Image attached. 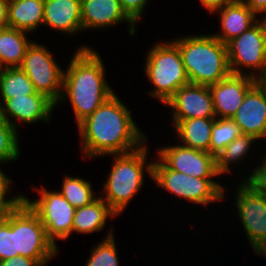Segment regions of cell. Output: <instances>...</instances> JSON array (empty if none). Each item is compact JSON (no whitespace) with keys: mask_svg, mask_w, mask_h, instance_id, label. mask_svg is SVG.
<instances>
[{"mask_svg":"<svg viewBox=\"0 0 266 266\" xmlns=\"http://www.w3.org/2000/svg\"><path fill=\"white\" fill-rule=\"evenodd\" d=\"M43 26L61 35L82 34L81 1L44 0Z\"/></svg>","mask_w":266,"mask_h":266,"instance_id":"ac0fdd59","label":"cell"},{"mask_svg":"<svg viewBox=\"0 0 266 266\" xmlns=\"http://www.w3.org/2000/svg\"><path fill=\"white\" fill-rule=\"evenodd\" d=\"M32 42L28 32L11 27L0 29V69L20 67Z\"/></svg>","mask_w":266,"mask_h":266,"instance_id":"603a6c76","label":"cell"},{"mask_svg":"<svg viewBox=\"0 0 266 266\" xmlns=\"http://www.w3.org/2000/svg\"><path fill=\"white\" fill-rule=\"evenodd\" d=\"M170 40L179 48L190 83L210 86L230 74L226 45L211 33Z\"/></svg>","mask_w":266,"mask_h":266,"instance_id":"277c9868","label":"cell"},{"mask_svg":"<svg viewBox=\"0 0 266 266\" xmlns=\"http://www.w3.org/2000/svg\"><path fill=\"white\" fill-rule=\"evenodd\" d=\"M226 48L230 73L258 80L266 72V19L260 18Z\"/></svg>","mask_w":266,"mask_h":266,"instance_id":"52a82bcc","label":"cell"},{"mask_svg":"<svg viewBox=\"0 0 266 266\" xmlns=\"http://www.w3.org/2000/svg\"><path fill=\"white\" fill-rule=\"evenodd\" d=\"M19 132L9 123L0 127V164L14 163L21 156Z\"/></svg>","mask_w":266,"mask_h":266,"instance_id":"f1b7e54d","label":"cell"},{"mask_svg":"<svg viewBox=\"0 0 266 266\" xmlns=\"http://www.w3.org/2000/svg\"><path fill=\"white\" fill-rule=\"evenodd\" d=\"M59 193L72 205L73 208H80L90 204L99 195L93 190V186L90 181L85 178L65 175ZM97 195H96V194Z\"/></svg>","mask_w":266,"mask_h":266,"instance_id":"484cf974","label":"cell"},{"mask_svg":"<svg viewBox=\"0 0 266 266\" xmlns=\"http://www.w3.org/2000/svg\"><path fill=\"white\" fill-rule=\"evenodd\" d=\"M75 49L63 74L61 99L70 103L78 125L114 94L106 79V66L97 50L82 45Z\"/></svg>","mask_w":266,"mask_h":266,"instance_id":"7a4b0ae2","label":"cell"},{"mask_svg":"<svg viewBox=\"0 0 266 266\" xmlns=\"http://www.w3.org/2000/svg\"><path fill=\"white\" fill-rule=\"evenodd\" d=\"M157 157L171 170L197 178L222 177L216 169L215 156L180 143L159 147Z\"/></svg>","mask_w":266,"mask_h":266,"instance_id":"7c38bea8","label":"cell"},{"mask_svg":"<svg viewBox=\"0 0 266 266\" xmlns=\"http://www.w3.org/2000/svg\"><path fill=\"white\" fill-rule=\"evenodd\" d=\"M199 2L211 14L224 5L231 3L232 0H199Z\"/></svg>","mask_w":266,"mask_h":266,"instance_id":"d590c367","label":"cell"},{"mask_svg":"<svg viewBox=\"0 0 266 266\" xmlns=\"http://www.w3.org/2000/svg\"><path fill=\"white\" fill-rule=\"evenodd\" d=\"M40 197L29 199L24 195V202L39 217L46 229L48 238L59 247L57 240L65 241L72 234L75 208L59 193L45 187L32 188Z\"/></svg>","mask_w":266,"mask_h":266,"instance_id":"9c48e42d","label":"cell"},{"mask_svg":"<svg viewBox=\"0 0 266 266\" xmlns=\"http://www.w3.org/2000/svg\"><path fill=\"white\" fill-rule=\"evenodd\" d=\"M258 82L266 91V72L258 79Z\"/></svg>","mask_w":266,"mask_h":266,"instance_id":"ab89813d","label":"cell"},{"mask_svg":"<svg viewBox=\"0 0 266 266\" xmlns=\"http://www.w3.org/2000/svg\"><path fill=\"white\" fill-rule=\"evenodd\" d=\"M163 105L171 110L173 126L180 120L216 118L212 94L207 85L188 83Z\"/></svg>","mask_w":266,"mask_h":266,"instance_id":"4fadbf2b","label":"cell"},{"mask_svg":"<svg viewBox=\"0 0 266 266\" xmlns=\"http://www.w3.org/2000/svg\"><path fill=\"white\" fill-rule=\"evenodd\" d=\"M214 121L215 118L180 120L173 128L180 144L209 153Z\"/></svg>","mask_w":266,"mask_h":266,"instance_id":"7402d4cb","label":"cell"},{"mask_svg":"<svg viewBox=\"0 0 266 266\" xmlns=\"http://www.w3.org/2000/svg\"><path fill=\"white\" fill-rule=\"evenodd\" d=\"M263 157L259 161L258 166H252V171H248V175H245L243 181L251 187L255 192L266 196V152L261 154ZM250 173V174H249Z\"/></svg>","mask_w":266,"mask_h":266,"instance_id":"1f68e13d","label":"cell"},{"mask_svg":"<svg viewBox=\"0 0 266 266\" xmlns=\"http://www.w3.org/2000/svg\"><path fill=\"white\" fill-rule=\"evenodd\" d=\"M45 45L33 40L20 68L32 81L36 92L57 105L62 95L64 70Z\"/></svg>","mask_w":266,"mask_h":266,"instance_id":"30bf717a","label":"cell"},{"mask_svg":"<svg viewBox=\"0 0 266 266\" xmlns=\"http://www.w3.org/2000/svg\"><path fill=\"white\" fill-rule=\"evenodd\" d=\"M240 183V184H239ZM234 186V206L239 222L244 228L252 251H256L266 241V196L255 192L243 180Z\"/></svg>","mask_w":266,"mask_h":266,"instance_id":"8fae6325","label":"cell"},{"mask_svg":"<svg viewBox=\"0 0 266 266\" xmlns=\"http://www.w3.org/2000/svg\"><path fill=\"white\" fill-rule=\"evenodd\" d=\"M8 3H9V0H0V29L9 27L8 25Z\"/></svg>","mask_w":266,"mask_h":266,"instance_id":"8d00e7d4","label":"cell"},{"mask_svg":"<svg viewBox=\"0 0 266 266\" xmlns=\"http://www.w3.org/2000/svg\"><path fill=\"white\" fill-rule=\"evenodd\" d=\"M36 93L34 84L20 67L0 69V101Z\"/></svg>","mask_w":266,"mask_h":266,"instance_id":"d4e9b609","label":"cell"},{"mask_svg":"<svg viewBox=\"0 0 266 266\" xmlns=\"http://www.w3.org/2000/svg\"><path fill=\"white\" fill-rule=\"evenodd\" d=\"M153 160L152 179L157 188L172 194L177 198L208 207L211 203L224 202L226 187L216 178H197L185 173L169 169L155 154ZM157 159V160H156ZM216 180V181H215Z\"/></svg>","mask_w":266,"mask_h":266,"instance_id":"8992f818","label":"cell"},{"mask_svg":"<svg viewBox=\"0 0 266 266\" xmlns=\"http://www.w3.org/2000/svg\"><path fill=\"white\" fill-rule=\"evenodd\" d=\"M254 253L258 256H266V241Z\"/></svg>","mask_w":266,"mask_h":266,"instance_id":"f35d334b","label":"cell"},{"mask_svg":"<svg viewBox=\"0 0 266 266\" xmlns=\"http://www.w3.org/2000/svg\"><path fill=\"white\" fill-rule=\"evenodd\" d=\"M145 56V75L153 85L147 94L162 104L166 103L182 86L190 83L179 48L170 41H158Z\"/></svg>","mask_w":266,"mask_h":266,"instance_id":"5b68a950","label":"cell"},{"mask_svg":"<svg viewBox=\"0 0 266 266\" xmlns=\"http://www.w3.org/2000/svg\"><path fill=\"white\" fill-rule=\"evenodd\" d=\"M232 119L242 134L266 141V91L259 82L247 92Z\"/></svg>","mask_w":266,"mask_h":266,"instance_id":"e0dca14e","label":"cell"},{"mask_svg":"<svg viewBox=\"0 0 266 266\" xmlns=\"http://www.w3.org/2000/svg\"><path fill=\"white\" fill-rule=\"evenodd\" d=\"M7 123L3 103L0 101V127H4Z\"/></svg>","mask_w":266,"mask_h":266,"instance_id":"74e56055","label":"cell"},{"mask_svg":"<svg viewBox=\"0 0 266 266\" xmlns=\"http://www.w3.org/2000/svg\"><path fill=\"white\" fill-rule=\"evenodd\" d=\"M82 31L111 29L127 22L129 35H137L138 26L122 10L119 0H81Z\"/></svg>","mask_w":266,"mask_h":266,"instance_id":"5bb4252c","label":"cell"},{"mask_svg":"<svg viewBox=\"0 0 266 266\" xmlns=\"http://www.w3.org/2000/svg\"><path fill=\"white\" fill-rule=\"evenodd\" d=\"M242 134L240 127L232 118H215L209 153L216 156L219 154L231 141Z\"/></svg>","mask_w":266,"mask_h":266,"instance_id":"83f0119b","label":"cell"},{"mask_svg":"<svg viewBox=\"0 0 266 266\" xmlns=\"http://www.w3.org/2000/svg\"><path fill=\"white\" fill-rule=\"evenodd\" d=\"M15 253V211L0 217V261L18 256Z\"/></svg>","mask_w":266,"mask_h":266,"instance_id":"f546056e","label":"cell"},{"mask_svg":"<svg viewBox=\"0 0 266 266\" xmlns=\"http://www.w3.org/2000/svg\"><path fill=\"white\" fill-rule=\"evenodd\" d=\"M37 264L34 259L21 255L0 261V266H36Z\"/></svg>","mask_w":266,"mask_h":266,"instance_id":"836d02e7","label":"cell"},{"mask_svg":"<svg viewBox=\"0 0 266 266\" xmlns=\"http://www.w3.org/2000/svg\"><path fill=\"white\" fill-rule=\"evenodd\" d=\"M258 82L249 75L229 74L209 86L216 118H232L247 92Z\"/></svg>","mask_w":266,"mask_h":266,"instance_id":"2e32d148","label":"cell"},{"mask_svg":"<svg viewBox=\"0 0 266 266\" xmlns=\"http://www.w3.org/2000/svg\"><path fill=\"white\" fill-rule=\"evenodd\" d=\"M6 119L18 132L19 125H33L38 122L49 124L56 105L45 95L35 93L7 99L3 103Z\"/></svg>","mask_w":266,"mask_h":266,"instance_id":"9a60e30c","label":"cell"},{"mask_svg":"<svg viewBox=\"0 0 266 266\" xmlns=\"http://www.w3.org/2000/svg\"><path fill=\"white\" fill-rule=\"evenodd\" d=\"M255 142L259 141H257L252 135L248 134H241L231 141L215 156L217 172L220 175H227L228 177V174L234 172L232 169L233 165L235 168V165L236 167L238 166L237 163L241 165V163L244 162V159L246 160V158L249 157L248 155L251 154L250 150H252L251 147Z\"/></svg>","mask_w":266,"mask_h":266,"instance_id":"cb8c5ba5","label":"cell"},{"mask_svg":"<svg viewBox=\"0 0 266 266\" xmlns=\"http://www.w3.org/2000/svg\"><path fill=\"white\" fill-rule=\"evenodd\" d=\"M43 20L44 0H9V27L31 34L43 26Z\"/></svg>","mask_w":266,"mask_h":266,"instance_id":"44dd1931","label":"cell"},{"mask_svg":"<svg viewBox=\"0 0 266 266\" xmlns=\"http://www.w3.org/2000/svg\"><path fill=\"white\" fill-rule=\"evenodd\" d=\"M109 205L98 196L90 204L75 209L72 233L91 234L101 232L106 227L107 220L116 218Z\"/></svg>","mask_w":266,"mask_h":266,"instance_id":"ffe728a7","label":"cell"},{"mask_svg":"<svg viewBox=\"0 0 266 266\" xmlns=\"http://www.w3.org/2000/svg\"><path fill=\"white\" fill-rule=\"evenodd\" d=\"M212 14L219 16L220 30L211 34L225 45L260 19L243 1H232Z\"/></svg>","mask_w":266,"mask_h":266,"instance_id":"d6986e66","label":"cell"},{"mask_svg":"<svg viewBox=\"0 0 266 266\" xmlns=\"http://www.w3.org/2000/svg\"><path fill=\"white\" fill-rule=\"evenodd\" d=\"M113 226L107 229L106 237L92 247L84 266H120Z\"/></svg>","mask_w":266,"mask_h":266,"instance_id":"4316f807","label":"cell"},{"mask_svg":"<svg viewBox=\"0 0 266 266\" xmlns=\"http://www.w3.org/2000/svg\"><path fill=\"white\" fill-rule=\"evenodd\" d=\"M133 119L119 96H110L77 125L83 159L125 154L147 143L149 136Z\"/></svg>","mask_w":266,"mask_h":266,"instance_id":"6da1fadb","label":"cell"},{"mask_svg":"<svg viewBox=\"0 0 266 266\" xmlns=\"http://www.w3.org/2000/svg\"><path fill=\"white\" fill-rule=\"evenodd\" d=\"M149 1L151 0H119L122 10L138 26Z\"/></svg>","mask_w":266,"mask_h":266,"instance_id":"d6a6232c","label":"cell"},{"mask_svg":"<svg viewBox=\"0 0 266 266\" xmlns=\"http://www.w3.org/2000/svg\"><path fill=\"white\" fill-rule=\"evenodd\" d=\"M15 253L38 264L59 255V248L48 238L41 220L25 202L15 210Z\"/></svg>","mask_w":266,"mask_h":266,"instance_id":"ba28073f","label":"cell"},{"mask_svg":"<svg viewBox=\"0 0 266 266\" xmlns=\"http://www.w3.org/2000/svg\"><path fill=\"white\" fill-rule=\"evenodd\" d=\"M243 2L260 18L266 19V0H243Z\"/></svg>","mask_w":266,"mask_h":266,"instance_id":"e575fe53","label":"cell"},{"mask_svg":"<svg viewBox=\"0 0 266 266\" xmlns=\"http://www.w3.org/2000/svg\"><path fill=\"white\" fill-rule=\"evenodd\" d=\"M148 148L145 143L129 153L108 155L112 156L113 163L99 195L117 217L125 211L136 194L140 193L146 172L152 180L153 161H147L150 155Z\"/></svg>","mask_w":266,"mask_h":266,"instance_id":"3957f363","label":"cell"},{"mask_svg":"<svg viewBox=\"0 0 266 266\" xmlns=\"http://www.w3.org/2000/svg\"><path fill=\"white\" fill-rule=\"evenodd\" d=\"M50 261H46L44 263H40V264H37L36 266H47V264L49 263Z\"/></svg>","mask_w":266,"mask_h":266,"instance_id":"60d3db41","label":"cell"},{"mask_svg":"<svg viewBox=\"0 0 266 266\" xmlns=\"http://www.w3.org/2000/svg\"><path fill=\"white\" fill-rule=\"evenodd\" d=\"M14 181L0 168V217L15 211L23 202L25 194L12 195ZM8 196V197H7Z\"/></svg>","mask_w":266,"mask_h":266,"instance_id":"4dcf8cb0","label":"cell"}]
</instances>
